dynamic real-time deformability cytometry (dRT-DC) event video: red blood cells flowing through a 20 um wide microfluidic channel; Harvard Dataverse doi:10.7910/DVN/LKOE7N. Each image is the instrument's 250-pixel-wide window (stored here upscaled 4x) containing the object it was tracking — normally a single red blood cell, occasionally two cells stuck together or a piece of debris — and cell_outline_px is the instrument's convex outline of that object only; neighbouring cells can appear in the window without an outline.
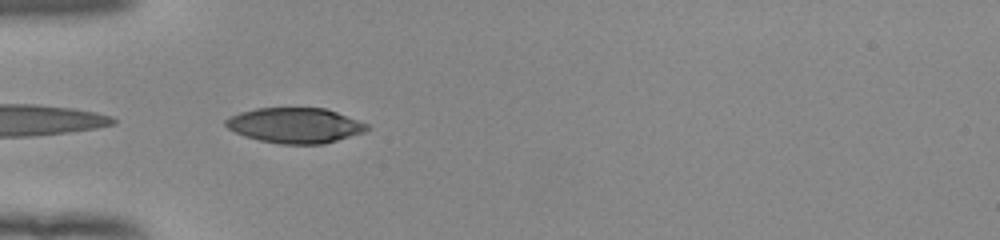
{"species": "human", "species_latin": "Homo sapiens", "temperature_condition": "room temperature", "stored_images_in_passage": 18, "camera_frame_rate_fps": 3000, "um_per_image_px": 0.085, "donor": {"sex": "female"}, "frame": {"image": 1, "passage_image": 1, "time_ms": 0.0, "image_size_px": [1000, 240], "cell_outline_px": [[372, 128], [364, 132], [324, 144], [280, 144], [260, 140], [244, 136], [228, 128], [224, 124], [224, 120], [240, 112], [256, 108], [324, 108], [336, 112], [368, 124]], "centroid_in_image_um": [25.09, 10.66], "position_along_channel_um": 59.9, "area_um2": 28.9}}
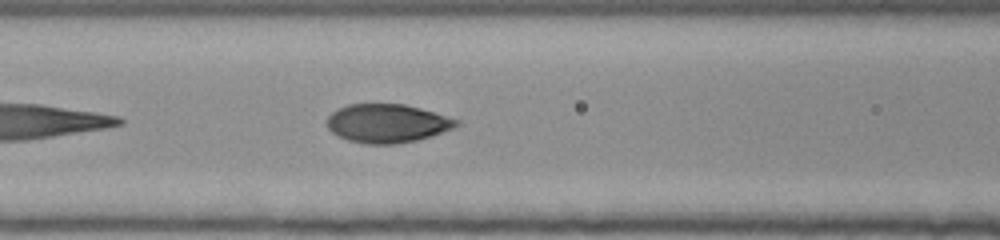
{"frame": {"image": 2, "passage_image": 7, "time_ms": 2.0, "image_size_px": [1000, 240], "cell_outline_px": [[460, 124], [452, 128], [432, 136], [416, 140], [396, 144], [364, 144], [348, 140], [332, 132], [328, 128], [328, 116], [332, 112], [348, 104], [404, 104], [420, 108], [460, 120]], "centroid_in_image_um": [32.92, 10.49], "position_along_channel_um": 133.7, "area_um2": 28.96}}
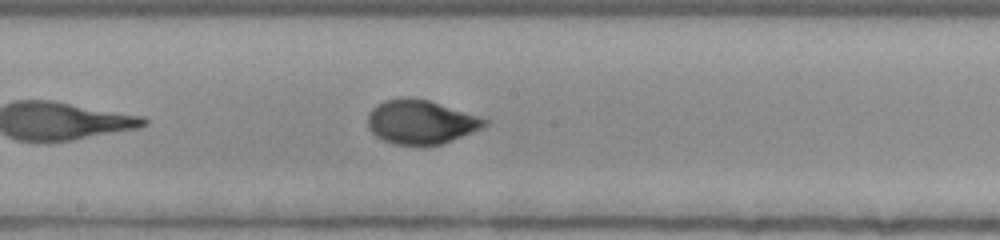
{"frame": {"image": 3, "passage_image": 13, "time_ms": 4.0, "image_size_px": [1000, 240], "cell_outline_px": [[488, 124], [472, 132], [440, 144], [396, 144], [384, 140], [376, 136], [368, 128], [368, 112], [372, 108], [384, 100], [404, 96], [408, 96], [428, 100], [480, 116], [488, 120]], "centroid_in_image_um": [35.74, 10.33], "position_along_channel_um": 212.5, "area_um2": 29.71}}